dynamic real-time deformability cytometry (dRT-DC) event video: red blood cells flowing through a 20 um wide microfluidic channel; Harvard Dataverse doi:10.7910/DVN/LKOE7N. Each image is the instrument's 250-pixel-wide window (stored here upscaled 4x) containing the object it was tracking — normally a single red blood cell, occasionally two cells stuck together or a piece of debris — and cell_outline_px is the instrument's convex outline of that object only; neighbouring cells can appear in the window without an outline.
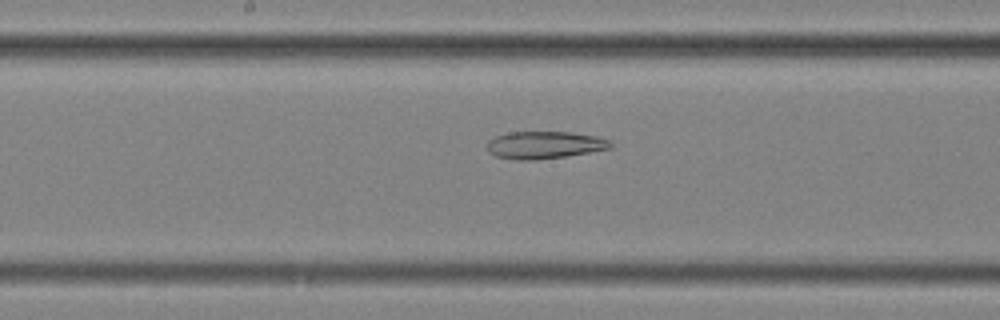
{"species": "common noctule bat (a hibernating species)", "species_latin": "Nyctalus noctula", "temperature_condition": "cold", "stored_images_in_passage": 57, "segment_of_instrument_passage": [2, 3], "camera_frame_rate_fps": 3000, "um_per_image_px": 0.085, "animal": {"sex": "female", "body_mass_g": 25.1}, "frame": {"image": 1, "passage_image": 30, "time_ms": 9.667, "image_size_px": [1000, 320], "cell_outline_px": [[612, 148], [564, 156], [536, 160], [516, 160], [496, 156], [488, 152], [488, 140], [496, 136], [512, 132], [572, 132], [596, 136], [608, 140], [612, 144]], "centroid_in_image_um": [46.27, 12.32], "position_along_channel_um": 201.9, "area_um2": 19.54}}
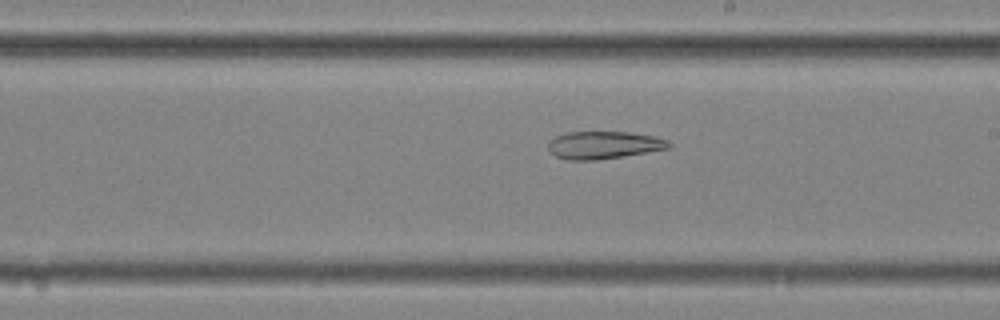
{"frame": {"image": 2, "passage_image": 33, "time_ms": 10.667, "image_size_px": [1000, 320], "cell_outline_px": [[672, 144], [668, 148], [596, 160], [568, 160], [556, 156], [548, 152], [548, 140], [556, 136], [568, 132], [628, 132], [652, 136], [668, 140]], "centroid_in_image_um": [51.24, 12.32], "position_along_channel_um": 237.8, "area_um2": 19.19}}
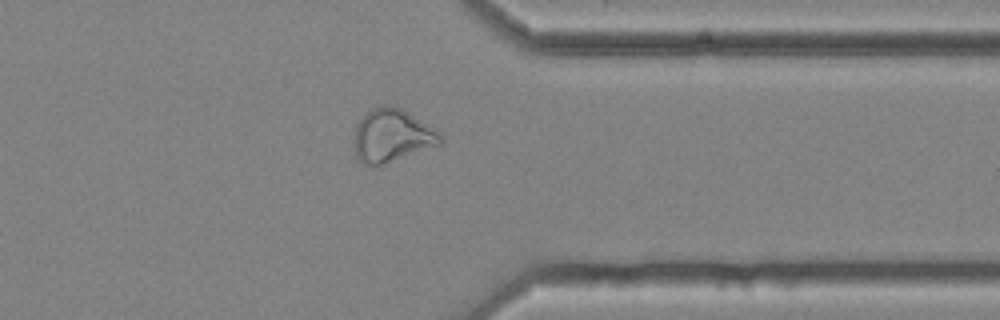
{"frame": {"image": 3, "passage_image": 45, "time_ms": 14.667, "image_size_px": [1000, 320], "cell_outline_px": [[444, 140], [440, 144], [380, 164], [364, 164], [356, 160], [352, 140], [356, 124], [372, 108], [384, 104], [392, 104], [408, 112], [436, 128], [444, 136]], "centroid_in_image_um": [33.3, 11.49], "position_along_channel_um": 378.1, "area_um2": 26.7}}